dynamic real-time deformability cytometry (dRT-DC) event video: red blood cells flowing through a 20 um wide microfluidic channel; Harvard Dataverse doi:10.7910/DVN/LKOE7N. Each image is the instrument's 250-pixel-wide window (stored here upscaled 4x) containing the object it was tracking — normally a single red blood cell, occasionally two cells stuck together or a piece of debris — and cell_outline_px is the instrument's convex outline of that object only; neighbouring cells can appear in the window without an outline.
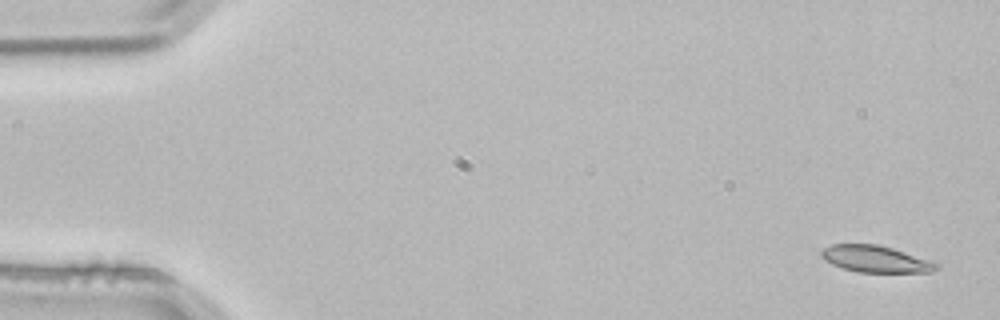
{"species": "common noctule bat (a hibernating species)", "species_latin": "Nyctalus noctula", "temperature_condition": "room temperature", "stored_images_in_passage": 4, "camera_frame_rate_fps": 3000, "um_per_image_px": 0.085, "animal": {"sex": "male", "body_mass_g": 21.5, "forearm_length_mm": 52.0}, "frame": {"image": 1, "passage_image": 1, "time_ms": 0.0, "image_size_px": [1000, 320], "cell_outline_px": [[940, 268], [932, 272], [856, 272], [832, 264], [824, 260], [820, 256], [820, 252], [824, 248], [832, 244], [876, 244], [892, 248], [936, 260], [940, 264]], "centroid_in_image_um": [74.51, 22.01], "position_along_channel_um": 10.5, "area_um2": 18.26}}
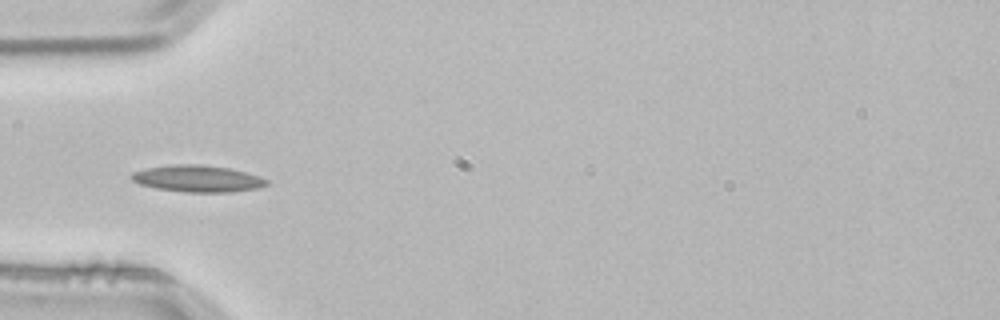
{"frame": {"image": 2, "passage_image": 4, "time_ms": 1.0, "image_size_px": [1000, 320], "cell_outline_px": [[268, 184], [256, 188], [232, 192], [184, 192], [156, 188], [140, 184], [132, 180], [128, 176], [132, 172], [148, 168], [172, 164], [200, 164], [228, 168], [260, 176], [268, 180]], "centroid_in_image_um": [16.77, 15.18], "position_along_channel_um": 68.2, "area_um2": 20.98}}